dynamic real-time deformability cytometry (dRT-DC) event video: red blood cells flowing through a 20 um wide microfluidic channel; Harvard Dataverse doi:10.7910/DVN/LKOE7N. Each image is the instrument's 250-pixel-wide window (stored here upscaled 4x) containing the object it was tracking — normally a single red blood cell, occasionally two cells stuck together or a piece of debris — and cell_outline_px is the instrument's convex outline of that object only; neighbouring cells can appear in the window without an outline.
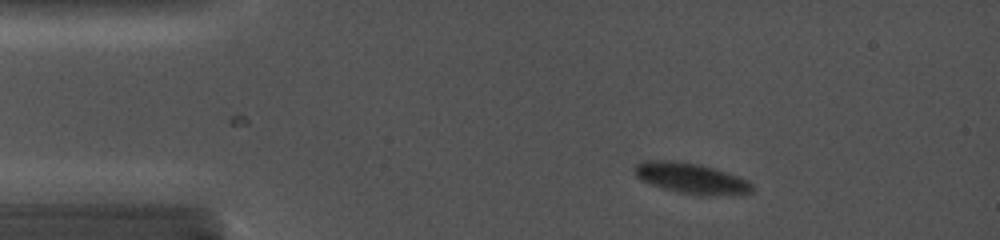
{"species": "common noctule bat (a hibernating species)", "species_latin": "Nyctalus noctula", "temperature_condition": "cold", "stored_images_in_passage": 8, "camera_frame_rate_fps": 5000, "um_per_image_px": 0.085, "animal": {"sex": "female", "body_mass_g": 19.0, "forearm_length_mm": 56.7}, "frame": {"image": 1, "passage_image": 3, "time_ms": 1.8, "image_size_px": [1000, 240], "cell_outline_px": [[752, 192], [744, 196], [700, 196], [680, 192], [664, 188], [640, 180], [636, 176], [636, 164], [644, 160], [672, 160], [700, 164], [748, 180], [752, 184]], "centroid_in_image_um": [58.81, 15.18], "position_along_channel_um": 26.2, "area_um2": 21.15}}
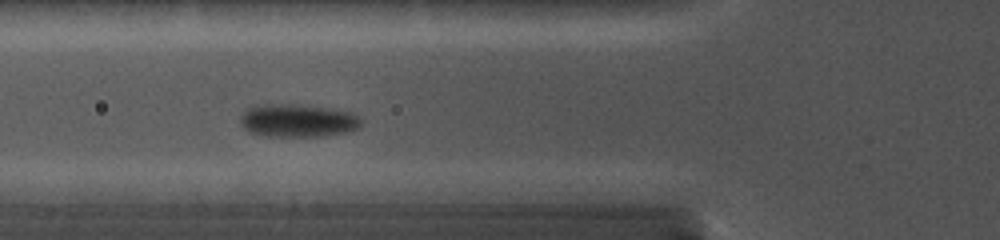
{"frame": {"image": 2, "passage_image": 7, "time_ms": 5.2, "image_size_px": [1000, 240], "cell_outline_px": [[360, 128], [348, 132], [320, 136], [264, 136], [248, 132], [240, 124], [240, 116], [244, 108], [260, 104], [300, 104], [328, 108], [352, 112], [360, 120]], "centroid_in_image_um": [25.24, 10.24], "position_along_channel_um": 100.6, "area_um2": 23.52}}
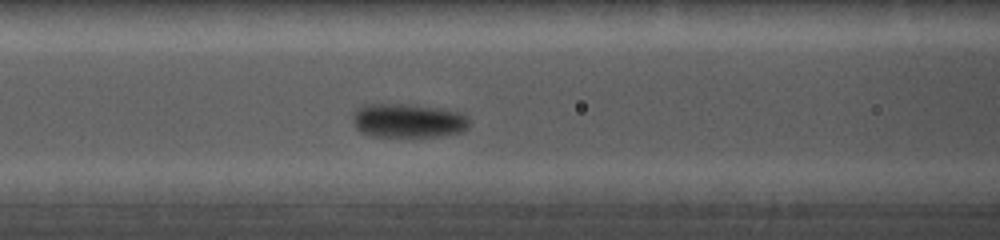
{"frame": {"image": 3, "passage_image": 8, "time_ms": 6.0, "image_size_px": [1000, 240], "cell_outline_px": [[468, 128], [460, 132], [440, 136], [368, 136], [360, 132], [356, 128], [352, 120], [352, 112], [356, 108], [364, 104], [416, 104], [444, 108], [460, 112], [468, 116]], "centroid_in_image_um": [34.66, 10.23], "position_along_channel_um": 131.9, "area_um2": 23.58}}